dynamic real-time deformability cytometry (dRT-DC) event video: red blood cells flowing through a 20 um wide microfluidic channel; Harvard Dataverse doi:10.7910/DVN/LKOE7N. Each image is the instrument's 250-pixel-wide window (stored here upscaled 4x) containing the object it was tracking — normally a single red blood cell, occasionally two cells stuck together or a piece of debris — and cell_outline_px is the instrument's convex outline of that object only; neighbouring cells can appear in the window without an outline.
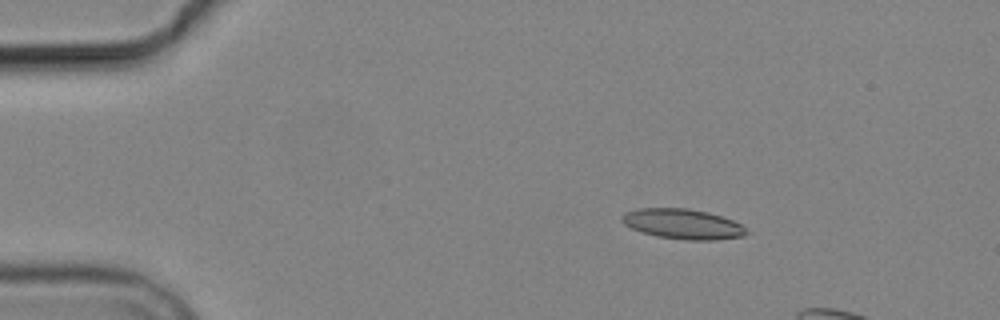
{"species": "common noctule bat (a hibernating species)", "species_latin": "Nyctalus noctula", "temperature_condition": "cold", "stored_images_in_passage": 4, "camera_frame_rate_fps": 3000, "um_per_image_px": 0.085, "animal": {"sex": "male", "body_mass_g": 19.2, "forearm_length_mm": 51.8}, "frame": {"image": 1, "passage_image": 2, "time_ms": 1.333, "image_size_px": [1000, 320], "cell_outline_px": [[748, 232], [744, 236], [716, 240], [684, 240], [656, 236], [640, 232], [624, 224], [620, 220], [620, 216], [624, 212], [640, 208], [688, 208], [708, 212], [732, 220], [740, 224]], "centroid_in_image_um": [57.99, 19.04], "position_along_channel_um": 27.0, "area_um2": 21.96}}